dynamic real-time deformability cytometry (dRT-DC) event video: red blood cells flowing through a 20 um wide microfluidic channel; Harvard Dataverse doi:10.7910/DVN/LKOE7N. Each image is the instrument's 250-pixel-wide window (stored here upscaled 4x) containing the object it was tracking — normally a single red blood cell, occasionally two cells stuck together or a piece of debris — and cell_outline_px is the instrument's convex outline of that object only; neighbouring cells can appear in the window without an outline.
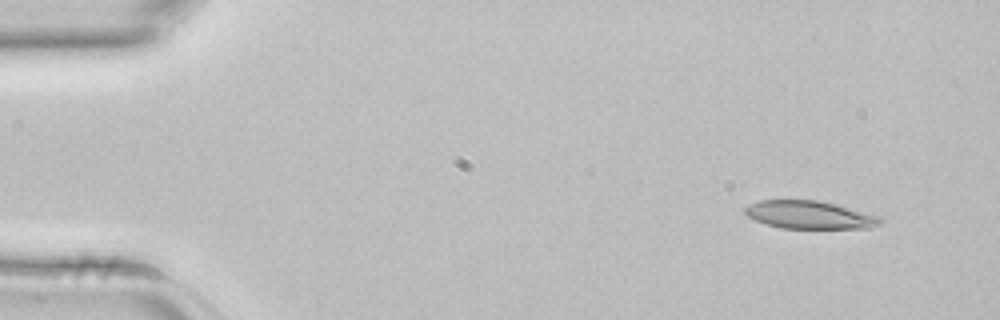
{"species": "common noctule bat (a hibernating species)", "species_latin": "Nyctalus noctula", "temperature_condition": "room temperature", "stored_images_in_passage": 3, "camera_frame_rate_fps": 3000, "um_per_image_px": 0.085, "animal": {"sex": "female", "body_mass_g": 22.7, "forearm_length_mm": 54.2}, "frame": {"image": 1, "passage_image": 1, "time_ms": 0.0, "image_size_px": [1000, 320], "cell_outline_px": [[884, 220], [880, 224], [872, 228], [780, 228], [756, 220], [748, 216], [744, 212], [744, 208], [760, 200], [820, 200], [836, 204], [880, 216]], "centroid_in_image_um": [68.86, 18.26], "position_along_channel_um": 16.1, "area_um2": 21.96}}
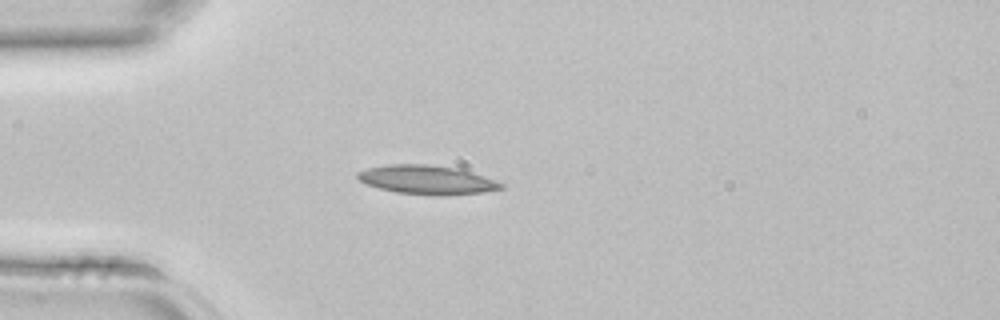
{"frame": {"image": 2, "passage_image": 3, "time_ms": 0.667, "image_size_px": [1000, 320], "cell_outline_px": [[504, 188], [484, 192], [448, 196], [436, 196], [396, 192], [364, 184], [356, 176], [356, 172], [368, 168], [388, 164], [428, 164], [460, 168], [472, 172], [504, 184]], "centroid_in_image_um": [36.29, 15.29], "position_along_channel_um": 48.7, "area_um2": 24.45}}